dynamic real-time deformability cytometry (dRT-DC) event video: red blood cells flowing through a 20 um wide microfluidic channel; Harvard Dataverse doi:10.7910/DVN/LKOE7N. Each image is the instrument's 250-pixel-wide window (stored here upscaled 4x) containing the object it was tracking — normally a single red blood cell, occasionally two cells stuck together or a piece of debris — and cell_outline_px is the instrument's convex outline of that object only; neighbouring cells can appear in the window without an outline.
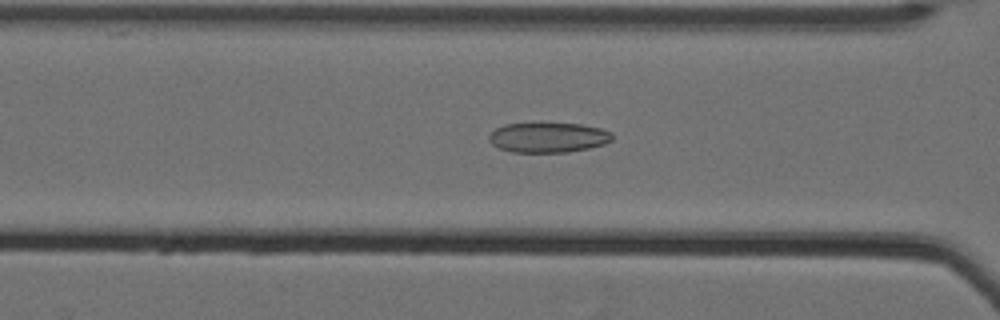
{"species": "Egyptian fruit bat (a non-hibernating species)", "species_latin": "Rousettus aegyptiacus", "temperature_condition": "cold", "stored_images_in_passage": 25, "camera_frame_rate_fps": 3000, "um_per_image_px": 0.085, "animal": {"sex": "female"}, "frame": {"image": 1, "passage_image": 13, "time_ms": 4.0, "image_size_px": [1000, 320], "cell_outline_px": [[612, 140], [604, 144], [588, 148], [568, 152], [512, 152], [500, 148], [492, 144], [488, 140], [488, 136], [496, 128], [504, 124], [580, 124], [600, 128], [612, 132]], "centroid_in_image_um": [46.59, 11.69], "position_along_channel_um": 120.0, "area_um2": 21.33}}
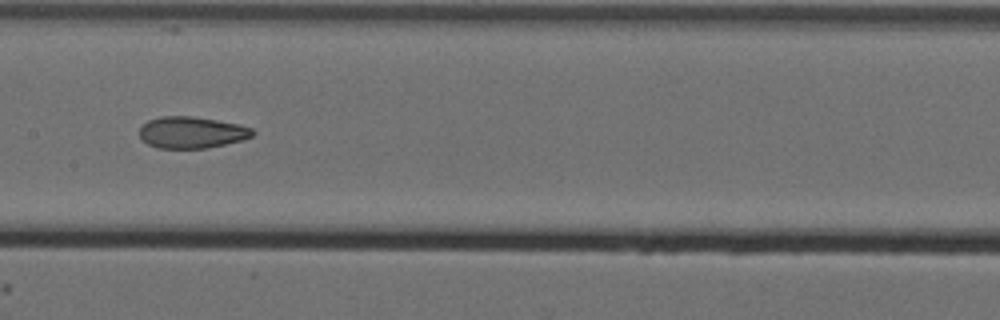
{"frame": {"image": 2, "passage_image": 19, "time_ms": 6.0, "image_size_px": [1000, 320], "cell_outline_px": [[256, 132], [252, 136], [244, 140], [208, 148], [156, 148], [148, 144], [140, 136], [140, 124], [148, 120], [160, 116], [192, 116], [240, 124], [252, 128]], "centroid_in_image_um": [16.3, 11.25], "position_along_channel_um": 191.1, "area_um2": 21.04}}
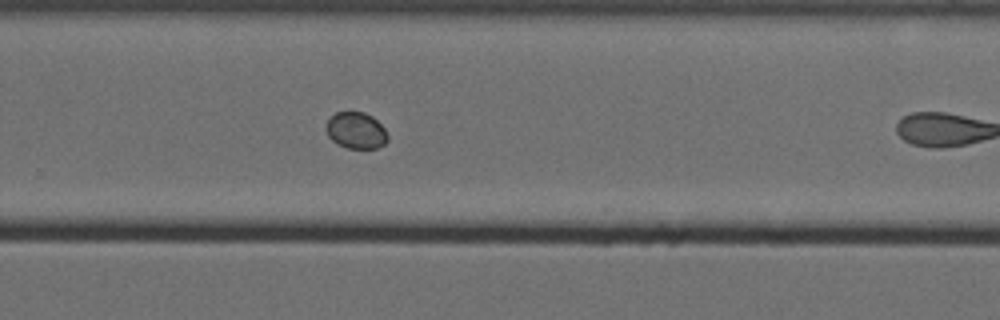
{"frame": {"image": 3, "passage_image": 24, "time_ms": 7.667, "image_size_px": [1000, 320], "cell_outline_px": [[388, 140], [384, 144], [376, 148], [348, 148], [336, 144], [328, 136], [328, 120], [336, 112], [364, 112], [372, 116], [384, 128], [388, 136]], "centroid_in_image_um": [30.29, 11.1], "position_along_channel_um": 299.5, "area_um2": 12.89}}